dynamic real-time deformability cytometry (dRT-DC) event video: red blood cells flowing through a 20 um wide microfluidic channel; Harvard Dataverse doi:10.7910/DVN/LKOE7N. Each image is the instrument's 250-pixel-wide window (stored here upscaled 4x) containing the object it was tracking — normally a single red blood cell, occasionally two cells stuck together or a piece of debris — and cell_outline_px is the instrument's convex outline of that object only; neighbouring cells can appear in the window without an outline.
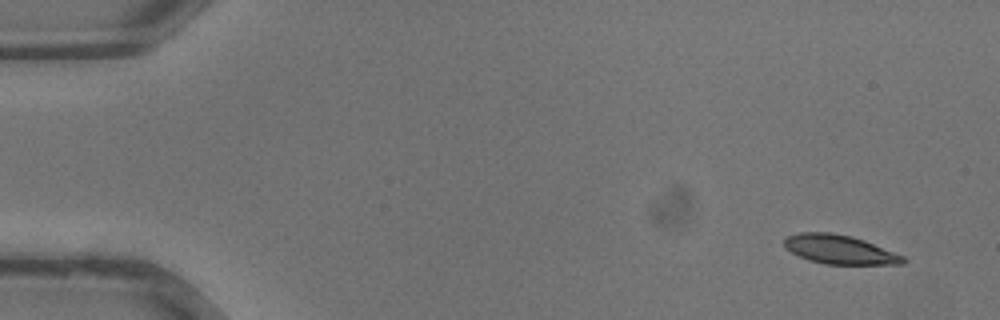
{"species": "common noctule bat (a hibernating species)", "species_latin": "Nyctalus noctula", "temperature_condition": "warm", "stored_images_in_passage": 36, "camera_frame_rate_fps": 3000, "um_per_image_px": 0.085, "animal": {"sex": "male", "body_mass_g": 13.3}, "frame": {"image": 1, "passage_image": 1, "time_ms": 0.0, "image_size_px": [1000, 320], "cell_outline_px": [[904, 264], [824, 264], [808, 260], [784, 248], [784, 240], [788, 236], [800, 232], [832, 232], [852, 236], [864, 240], [904, 256]], "centroid_in_image_um": [71.34, 21.2], "position_along_channel_um": 13.7, "area_um2": 20.0}}
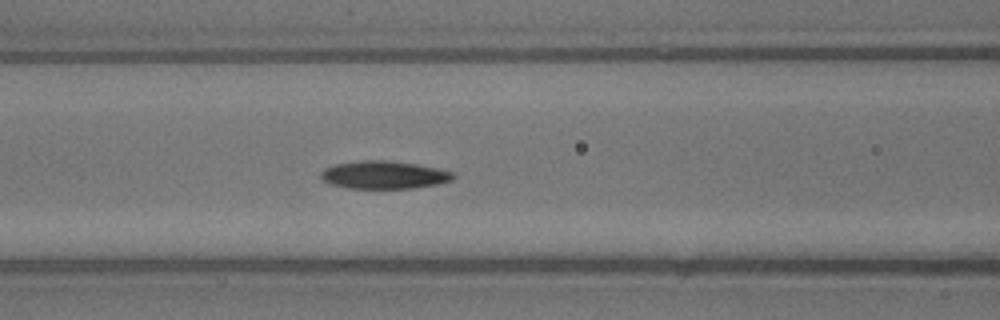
{"frame": {"image": 2, "passage_image": 14, "time_ms": 4.333, "image_size_px": [1000, 320], "cell_outline_px": [[456, 176], [452, 180], [436, 184], [412, 188], [348, 188], [332, 184], [324, 180], [320, 176], [320, 172], [324, 168], [332, 164], [360, 160], [388, 160], [416, 164], [436, 168], [452, 172]], "centroid_in_image_um": [32.6, 14.85], "position_along_channel_um": 134.0, "area_um2": 21.44}}
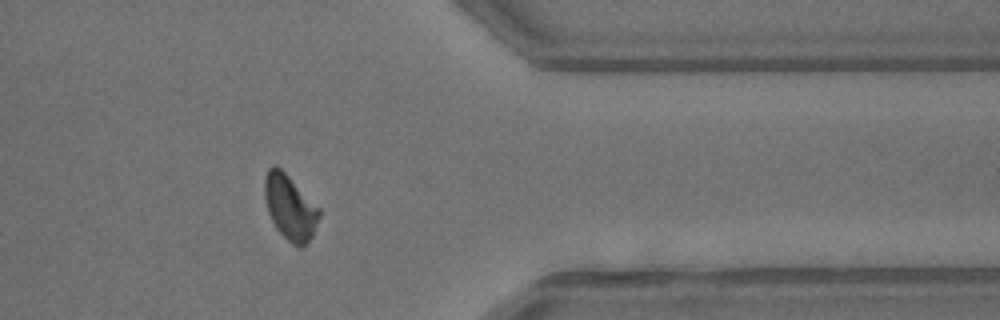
{"frame": {"image": 3, "passage_image": 28, "time_ms": 9.0, "image_size_px": [1000, 320], "cell_outline_px": [[320, 216], [312, 236], [300, 248], [292, 244], [276, 228], [268, 212], [264, 200], [264, 180], [268, 168], [272, 164], [276, 164], [320, 208]], "centroid_in_image_um": [24.63, 17.6], "position_along_channel_um": 386.8, "area_um2": 20.52}}